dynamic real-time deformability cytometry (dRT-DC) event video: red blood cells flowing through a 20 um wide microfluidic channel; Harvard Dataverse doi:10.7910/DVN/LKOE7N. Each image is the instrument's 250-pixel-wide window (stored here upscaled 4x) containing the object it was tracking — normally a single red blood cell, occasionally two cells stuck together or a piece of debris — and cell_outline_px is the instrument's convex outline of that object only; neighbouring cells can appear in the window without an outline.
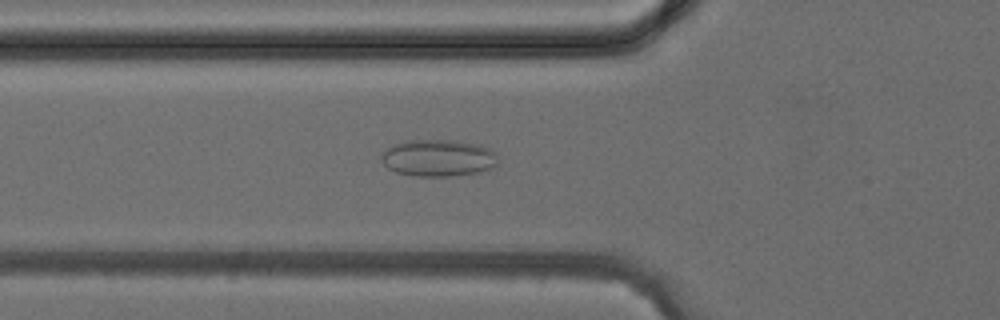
{"species": "common noctule bat (a hibernating species)", "species_latin": "Nyctalus noctula", "temperature_condition": "cold", "stored_images_in_passage": 36, "camera_frame_rate_fps": 3000, "um_per_image_px": 0.085, "animal": {"sex": "female", "body_mass_g": 24.6, "forearm_length_mm": 56.2}, "frame": {"image": 1, "passage_image": 9, "time_ms": 2.667, "image_size_px": [1000, 320], "cell_outline_px": [[500, 164], [492, 168], [480, 172], [448, 176], [412, 176], [396, 172], [388, 168], [380, 160], [380, 156], [388, 148], [396, 144], [408, 140], [452, 140], [480, 144], [492, 148], [496, 152]], "centroid_in_image_um": [37.32, 13.43], "position_along_channel_um": 88.5, "area_um2": 25.43}}
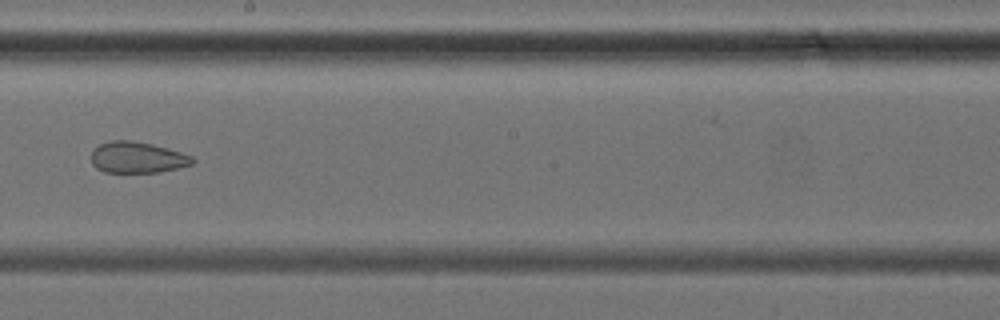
{"frame": {"image": 2, "passage_image": 18, "time_ms": 5.667, "image_size_px": [1000, 320], "cell_outline_px": [[196, 160], [192, 164], [160, 172], [104, 172], [96, 168], [92, 164], [92, 152], [100, 144], [112, 140], [132, 140], [152, 144], [168, 148], [192, 156]], "centroid_in_image_um": [11.68, 13.38], "position_along_channel_um": 236.5, "area_um2": 18.32}}
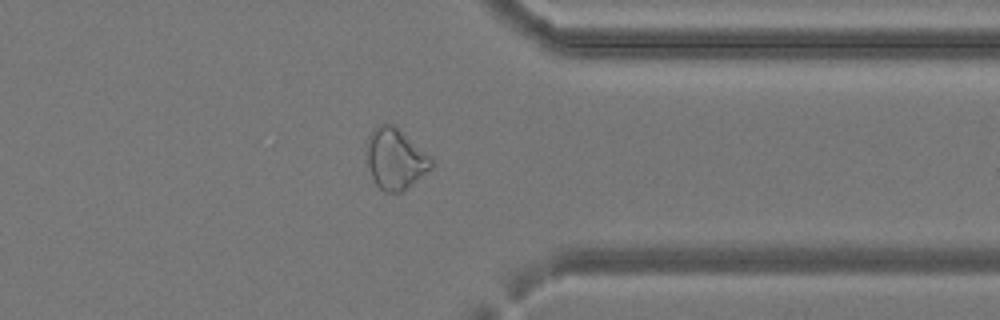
{"frame": {"image": 3, "passage_image": 27, "time_ms": 8.667, "image_size_px": [1000, 320], "cell_outline_px": [[432, 168], [412, 184], [400, 192], [384, 192], [376, 184], [372, 176], [368, 164], [364, 144], [372, 128], [380, 124], [392, 124], [428, 156], [432, 160]], "centroid_in_image_um": [33.53, 13.5], "position_along_channel_um": 377.9, "area_um2": 22.48}}